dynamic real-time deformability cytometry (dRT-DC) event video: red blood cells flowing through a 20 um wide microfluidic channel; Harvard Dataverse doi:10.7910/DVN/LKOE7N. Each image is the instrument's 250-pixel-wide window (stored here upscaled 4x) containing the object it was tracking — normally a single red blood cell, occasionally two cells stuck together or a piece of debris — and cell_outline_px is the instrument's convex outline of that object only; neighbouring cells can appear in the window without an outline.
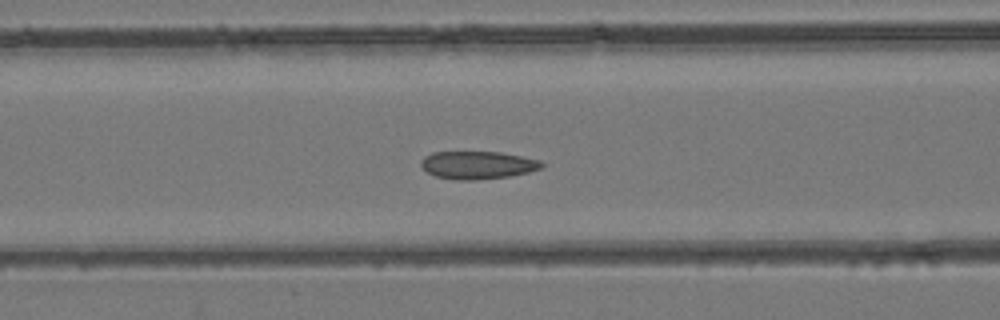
{"species": "common noctule bat (a hibernating species)", "species_latin": "Nyctalus noctula", "temperature_condition": "room temperature", "stored_images_in_passage": 51, "camera_frame_rate_fps": 3000, "um_per_image_px": 0.085, "animal": {"sex": "female", "body_mass_g": 24.6, "forearm_length_mm": 56.2}, "frame": {"image": 1, "passage_image": 21, "time_ms": 6.667, "image_size_px": [1000, 320], "cell_outline_px": [[544, 164], [540, 168], [528, 172], [508, 176], [472, 180], [456, 180], [436, 176], [428, 172], [420, 164], [420, 160], [424, 156], [432, 152], [500, 152], [540, 160]], "centroid_in_image_um": [40.57, 14.02], "position_along_channel_um": 126.0, "area_um2": 19.36}}
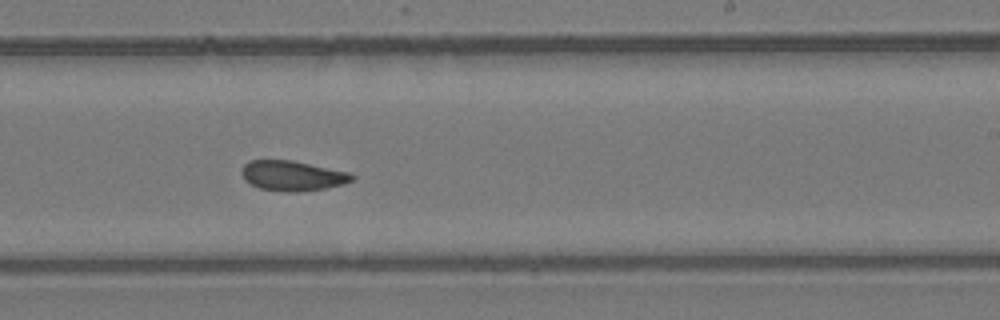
{"frame": {"image": 2, "passage_image": 31, "time_ms": 10.0, "image_size_px": [1000, 320], "cell_outline_px": [[356, 176], [352, 180], [344, 184], [324, 188], [296, 192], [288, 192], [260, 188], [244, 180], [240, 172], [244, 164], [248, 160], [292, 160], [352, 172]], "centroid_in_image_um": [24.87, 14.92], "position_along_channel_um": 264.1, "area_um2": 19.48}}
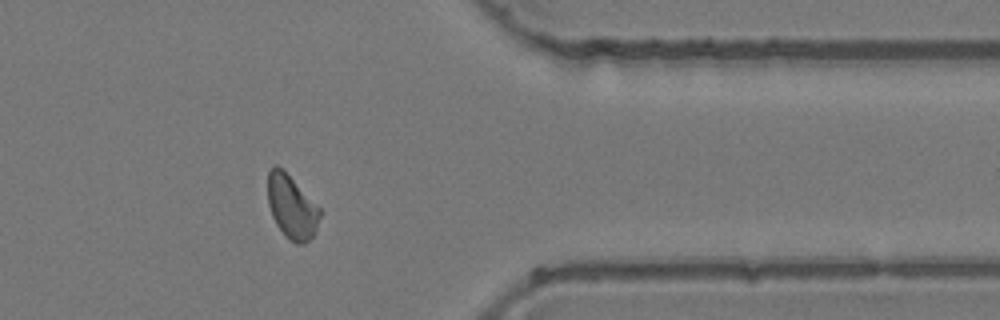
{"frame": {"image": 3, "passage_image": 41, "time_ms": 13.333, "image_size_px": [1000, 320], "cell_outline_px": [[320, 216], [316, 228], [312, 236], [304, 244], [296, 244], [284, 236], [276, 224], [272, 216], [268, 204], [268, 172], [272, 164], [276, 164], [284, 168], [320, 208]], "centroid_in_image_um": [24.77, 17.54], "position_along_channel_um": 386.6, "area_um2": 19.54}}